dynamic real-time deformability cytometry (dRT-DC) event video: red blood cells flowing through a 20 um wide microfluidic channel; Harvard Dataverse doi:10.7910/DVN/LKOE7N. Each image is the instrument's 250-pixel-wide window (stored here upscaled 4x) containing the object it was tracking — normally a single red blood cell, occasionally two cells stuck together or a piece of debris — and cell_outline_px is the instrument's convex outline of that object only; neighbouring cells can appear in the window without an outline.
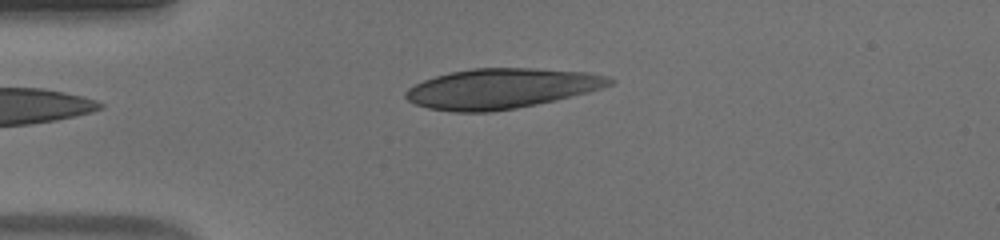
{"species": "human", "species_latin": "Homo sapiens", "temperature_condition": "warm", "stored_images_in_passage": 36, "camera_frame_rate_fps": 3000, "um_per_image_px": 0.085, "donor": {"sex": "male"}, "frame": {"image": 1, "passage_image": 1, "time_ms": 0.0, "image_size_px": [1000, 240], "cell_outline_px": [[616, 80], [612, 84], [588, 92], [556, 100], [516, 108], [488, 112], [452, 112], [428, 108], [416, 104], [408, 100], [404, 96], [404, 92], [408, 88], [424, 80], [448, 72], [472, 68], [532, 68], [588, 72], [608, 76]], "centroid_in_image_um": [42.61, 7.52], "position_along_channel_um": 42.4, "area_um2": 47.63}}
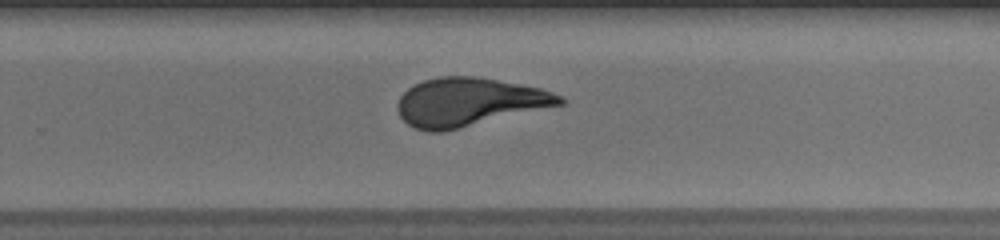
{"frame": {"image": 2, "passage_image": 22, "time_ms": 7.0, "image_size_px": [1000, 240], "cell_outline_px": [[564, 104], [440, 132], [428, 132], [416, 128], [408, 124], [400, 116], [396, 108], [396, 104], [400, 96], [408, 88], [424, 80], [440, 76], [476, 76], [520, 84], [540, 88], [552, 92], [560, 96], [564, 100]], "centroid_in_image_um": [39.83, 8.66], "position_along_channel_um": 290.0, "area_um2": 45.26}}
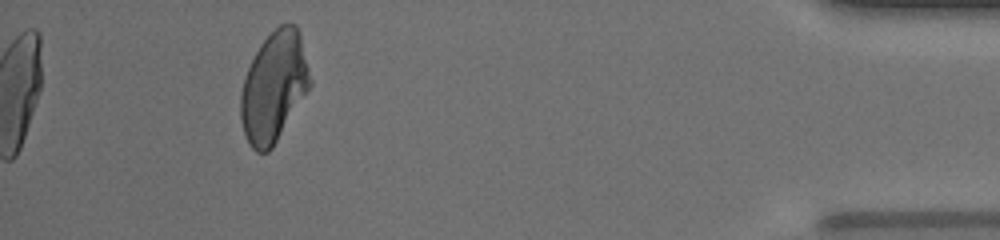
{"frame": {"image": 3, "passage_image": 36, "time_ms": 11.667, "image_size_px": [1000, 240], "cell_outline_px": [[312, 84], [272, 148], [268, 152], [256, 152], [248, 144], [244, 132], [240, 116], [240, 96], [244, 80], [248, 68], [260, 44], [280, 24], [296, 24], [300, 32], [312, 80]], "centroid_in_image_um": [23.29, 7.39], "position_along_channel_um": 411.9, "area_um2": 44.27}, "authors_computed_cell_mechanics": {"area_um2": 46.1822, "velocity_mm_per_s": 3.8948, "shape_relaxation_time_tau1_ms": 8.0753, "shape_relaxation_time_tau2_ms": null, "deformation_change_tau1": 0.2637, "deformation_change_tau2": null}}